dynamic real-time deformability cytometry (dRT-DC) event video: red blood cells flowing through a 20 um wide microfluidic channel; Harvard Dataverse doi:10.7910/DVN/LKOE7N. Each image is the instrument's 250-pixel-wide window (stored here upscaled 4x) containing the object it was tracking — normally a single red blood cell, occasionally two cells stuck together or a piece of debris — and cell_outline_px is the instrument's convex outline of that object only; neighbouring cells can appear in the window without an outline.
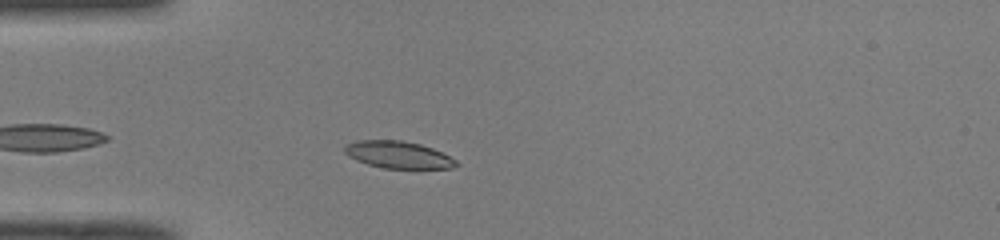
{"species": "common noctule bat (a hibernating species)", "species_latin": "Nyctalus noctula", "temperature_condition": "room temperature", "stored_images_in_passage": 40, "camera_frame_rate_fps": 3000, "um_per_image_px": 0.085, "animal": {"sex": "male", "body_mass_g": 19.0, "forearm_length_mm": 50.8}, "frame": {"image": 1, "passage_image": 6, "time_ms": 1.667, "image_size_px": [1000, 240], "cell_outline_px": [[460, 164], [452, 168], [384, 168], [368, 164], [356, 160], [348, 156], [344, 152], [344, 144], [356, 140], [400, 140], [420, 144], [432, 148], [456, 160]], "centroid_in_image_um": [33.81, 13.14], "position_along_channel_um": 51.2, "area_um2": 17.57}}
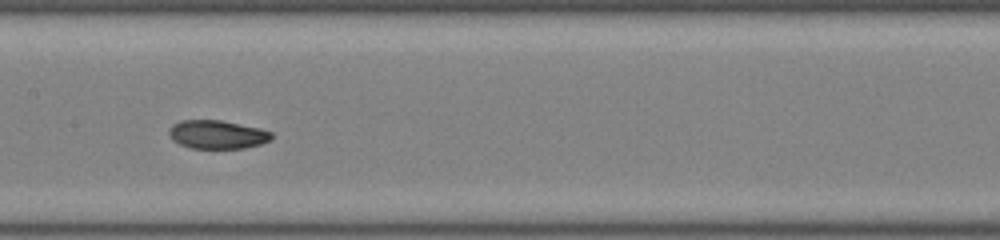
{"frame": {"image": 2, "passage_image": 17, "time_ms": 5.333, "image_size_px": [1000, 240], "cell_outline_px": [[272, 140], [260, 144], [244, 148], [192, 148], [180, 144], [172, 140], [168, 132], [168, 128], [172, 124], [180, 120], [220, 120], [260, 128], [272, 132]], "centroid_in_image_um": [18.45, 11.42], "position_along_channel_um": 189.0, "area_um2": 17.11}}
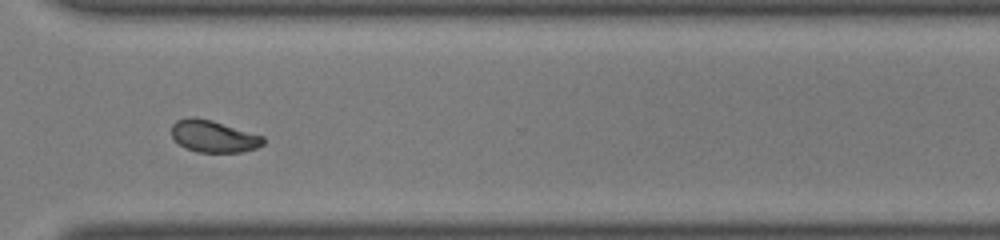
{"frame": {"image": 3, "passage_image": 29, "time_ms": 9.333, "image_size_px": [1000, 240], "cell_outline_px": [[264, 144], [256, 148], [244, 152], [196, 152], [184, 148], [172, 136], [172, 124], [176, 120], [188, 116], [196, 116], [212, 120], [264, 136]], "centroid_in_image_um": [18.14, 11.58], "position_along_channel_um": 352.5, "area_um2": 17.28}, "authors_computed_cell_mechanics": {"area_um2": 17.7446, "velocity_mm_per_s": 4.0689, "shape_relaxation_time_tau1_ms": 7.7198, "shape_relaxation_time_tau2_ms": 1.6819, "deformation_change_tau1": 0.1743, "deformation_change_tau2": 0.0557}}